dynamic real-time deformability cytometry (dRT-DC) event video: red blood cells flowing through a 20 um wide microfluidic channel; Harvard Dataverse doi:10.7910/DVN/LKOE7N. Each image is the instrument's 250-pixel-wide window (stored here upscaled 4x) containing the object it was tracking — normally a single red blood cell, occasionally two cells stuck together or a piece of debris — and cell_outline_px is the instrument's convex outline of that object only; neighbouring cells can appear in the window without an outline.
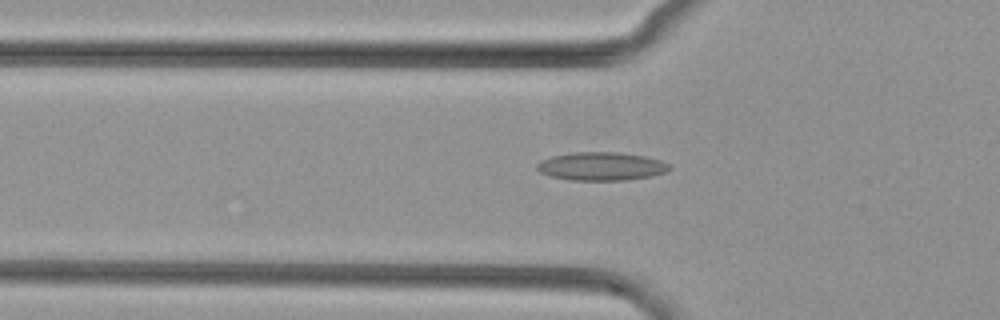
{"species": "common noctule bat (a hibernating species)", "species_latin": "Nyctalus noctula", "temperature_condition": "cold", "stored_images_in_passage": 48, "camera_frame_rate_fps": 3000, "um_per_image_px": 0.085, "animal": {"sex": "female", "body_mass_g": 29.2, "forearm_length_mm": 56.3}, "frame": {"image": 1, "passage_image": 17, "time_ms": 5.333, "image_size_px": [1000, 320], "cell_outline_px": [[672, 168], [664, 172], [652, 176], [624, 180], [572, 180], [552, 176], [540, 172], [536, 168], [536, 164], [540, 160], [552, 156], [572, 152], [620, 152], [644, 156], [660, 160], [668, 164]], "centroid_in_image_um": [51.1, 14.13], "position_along_channel_um": 74.7, "area_um2": 21.79}}
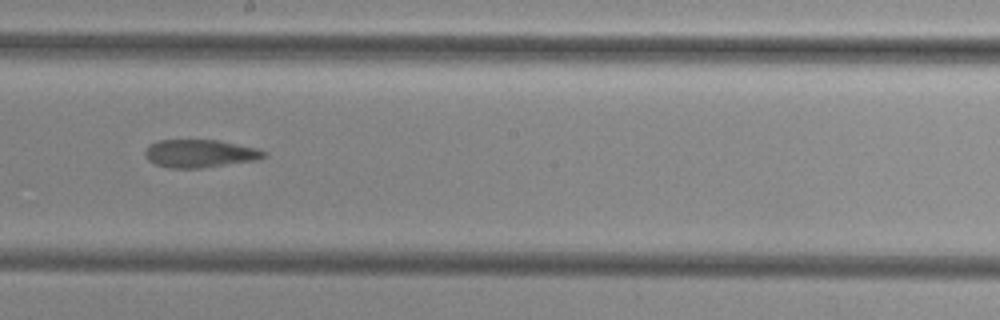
{"frame": {"image": 2, "passage_image": 29, "time_ms": 9.333, "image_size_px": [1000, 320], "cell_outline_px": [[268, 156], [260, 160], [200, 168], [168, 168], [156, 164], [148, 160], [144, 156], [144, 152], [156, 140], [220, 140], [256, 148], [268, 152]], "centroid_in_image_um": [17.05, 13.05], "position_along_channel_um": 231.2, "area_um2": 19.54}}
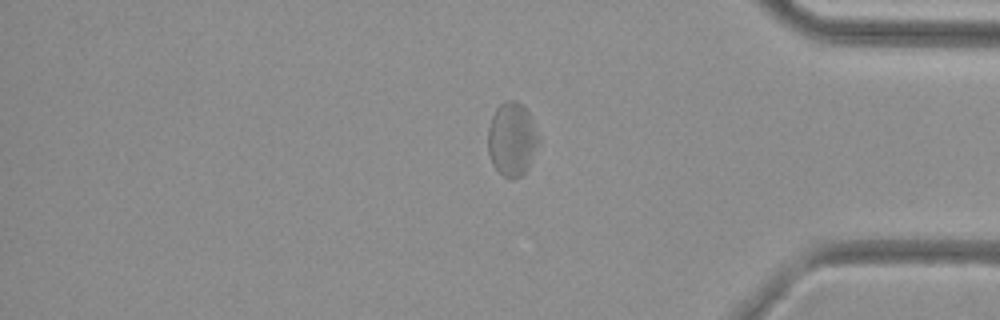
{"frame": {"image": 3, "passage_image": 43, "time_ms": 14.0, "image_size_px": [1000, 320], "cell_outline_px": [[536, 144], [528, 168], [520, 176], [512, 180], [504, 176], [492, 164], [488, 152], [488, 128], [492, 116], [496, 108], [500, 104], [508, 100], [516, 100], [524, 104], [532, 120], [536, 136]], "centroid_in_image_um": [43.46, 11.81], "position_along_channel_um": 391.7, "area_um2": 21.27}}